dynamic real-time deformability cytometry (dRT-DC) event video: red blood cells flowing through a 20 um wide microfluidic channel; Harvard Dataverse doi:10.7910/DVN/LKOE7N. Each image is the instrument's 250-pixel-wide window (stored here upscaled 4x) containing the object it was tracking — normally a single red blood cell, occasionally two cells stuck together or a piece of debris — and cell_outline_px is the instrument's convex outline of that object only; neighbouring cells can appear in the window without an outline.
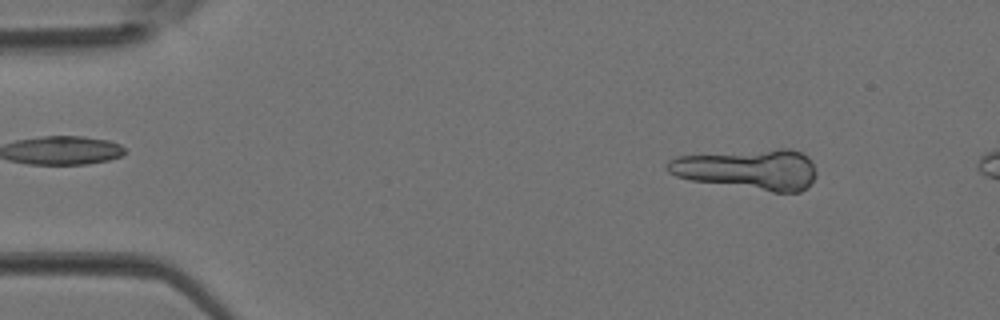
{"species": "Egyptian fruit bat (a non-hibernating species)", "species_latin": "Rousettus aegyptiacus", "temperature_condition": "room temperature", "stored_images_in_passage": 3, "camera_frame_rate_fps": 3000, "um_per_image_px": 0.085, "animal": {"sex": "female"}, "frame": {"image": 1, "passage_image": 1, "time_ms": 0.0, "image_size_px": [1000, 320], "cell_outline_px": [[816, 176], [808, 188], [800, 192], [772, 192], [692, 180], [676, 176], [668, 172], [664, 168], [664, 164], [668, 160], [676, 156], [776, 148], [792, 148], [808, 156], [812, 160], [816, 172]], "centroid_in_image_um": [63.62, 14.39], "position_along_channel_um": 21.4, "area_um2": 35.72}}